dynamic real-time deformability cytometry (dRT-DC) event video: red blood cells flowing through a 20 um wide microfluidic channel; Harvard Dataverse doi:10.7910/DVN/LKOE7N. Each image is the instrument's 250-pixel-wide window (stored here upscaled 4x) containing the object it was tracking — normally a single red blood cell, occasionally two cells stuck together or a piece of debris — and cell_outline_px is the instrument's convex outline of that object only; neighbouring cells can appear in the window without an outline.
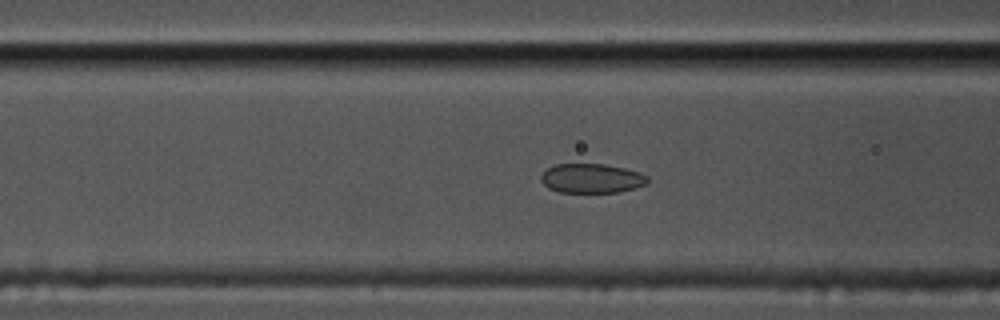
{"species": "common noctule bat (a hibernating species)", "species_latin": "Nyctalus noctula", "temperature_condition": "cold", "stored_images_in_passage": 54, "camera_frame_rate_fps": 3000, "um_per_image_px": 0.085, "animal": {"sex": "male", "body_mass_g": 17.5, "forearm_length_mm": 52.3}, "frame": {"image": 1, "passage_image": 23, "time_ms": 7.333, "image_size_px": [1000, 320], "cell_outline_px": [[648, 184], [636, 188], [620, 192], [560, 192], [548, 188], [540, 180], [540, 176], [548, 168], [556, 164], [604, 164], [624, 168], [640, 172], [648, 176]], "centroid_in_image_um": [50.32, 15.16], "position_along_channel_um": 116.3, "area_um2": 18.32}}
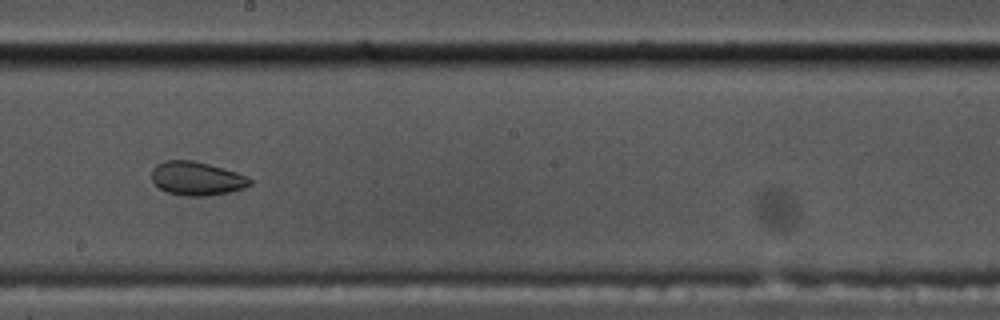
{"frame": {"image": 2, "passage_image": 33, "time_ms": 10.667, "image_size_px": [1000, 320], "cell_outline_px": [[252, 184], [244, 188], [228, 192], [208, 196], [188, 196], [168, 192], [160, 188], [152, 180], [152, 168], [156, 164], [164, 160], [192, 160], [208, 164], [236, 172], [248, 176], [252, 180]], "centroid_in_image_um": [16.73, 15.16], "position_along_channel_um": 231.5, "area_um2": 19.25}}
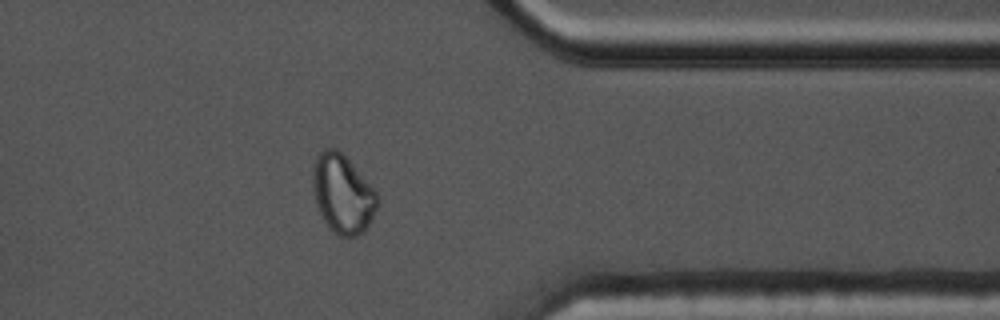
{"frame": {"image": 3, "passage_image": 47, "time_ms": 15.333, "image_size_px": [1000, 320], "cell_outline_px": [[380, 204], [364, 232], [356, 236], [340, 236], [324, 220], [316, 204], [312, 184], [312, 168], [316, 156], [324, 148], [336, 148], [348, 160], [380, 196]], "centroid_in_image_um": [29.13, 16.47], "position_along_channel_um": 382.3, "area_um2": 29.42}, "authors_computed_cell_mechanics": {"area_um2": 20.1433, "velocity_mm_per_s": 3.4658, "shape_relaxation_time_tau1_ms": null, "shape_relaxation_time_tau2_ms": 1.5182, "deformation_change_tau1": null, "deformation_change_tau2": 0.0451}}